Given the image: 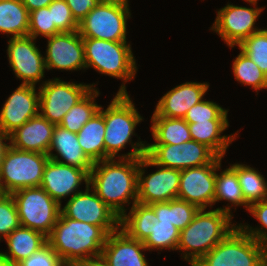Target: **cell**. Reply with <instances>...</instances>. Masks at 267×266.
I'll return each mask as SVG.
<instances>
[{"label": "cell", "instance_id": "6da1fadb", "mask_svg": "<svg viewBox=\"0 0 267 266\" xmlns=\"http://www.w3.org/2000/svg\"><path fill=\"white\" fill-rule=\"evenodd\" d=\"M133 150L114 158L95 162L89 173V186L121 218L124 205L137 202L139 158L147 152L143 141L131 144ZM121 159V160H120Z\"/></svg>", "mask_w": 267, "mask_h": 266}, {"label": "cell", "instance_id": "7a4b0ae2", "mask_svg": "<svg viewBox=\"0 0 267 266\" xmlns=\"http://www.w3.org/2000/svg\"><path fill=\"white\" fill-rule=\"evenodd\" d=\"M231 206L227 204V207L209 211L199 209L191 223L180 231L177 250L184 252L182 257L191 266L237 227L236 224H231Z\"/></svg>", "mask_w": 267, "mask_h": 266}, {"label": "cell", "instance_id": "3957f363", "mask_svg": "<svg viewBox=\"0 0 267 266\" xmlns=\"http://www.w3.org/2000/svg\"><path fill=\"white\" fill-rule=\"evenodd\" d=\"M107 236L101 226L70 219L60 212L47 243L70 266L75 261L101 255Z\"/></svg>", "mask_w": 267, "mask_h": 266}, {"label": "cell", "instance_id": "277c9868", "mask_svg": "<svg viewBox=\"0 0 267 266\" xmlns=\"http://www.w3.org/2000/svg\"><path fill=\"white\" fill-rule=\"evenodd\" d=\"M99 112L105 121V160L116 158L127 143L131 144V136L135 135V128L143 118L128 95L125 83L120 86L107 109L103 110L100 106Z\"/></svg>", "mask_w": 267, "mask_h": 266}, {"label": "cell", "instance_id": "5b68a950", "mask_svg": "<svg viewBox=\"0 0 267 266\" xmlns=\"http://www.w3.org/2000/svg\"><path fill=\"white\" fill-rule=\"evenodd\" d=\"M193 266H267V247L237 225Z\"/></svg>", "mask_w": 267, "mask_h": 266}, {"label": "cell", "instance_id": "8992f818", "mask_svg": "<svg viewBox=\"0 0 267 266\" xmlns=\"http://www.w3.org/2000/svg\"><path fill=\"white\" fill-rule=\"evenodd\" d=\"M86 68L92 67L101 74L125 83L131 81L136 72V60L131 45L127 42L83 38Z\"/></svg>", "mask_w": 267, "mask_h": 266}, {"label": "cell", "instance_id": "52a82bcc", "mask_svg": "<svg viewBox=\"0 0 267 266\" xmlns=\"http://www.w3.org/2000/svg\"><path fill=\"white\" fill-rule=\"evenodd\" d=\"M48 160V154L21 151L9 145L0 165V193L39 187Z\"/></svg>", "mask_w": 267, "mask_h": 266}, {"label": "cell", "instance_id": "ba28073f", "mask_svg": "<svg viewBox=\"0 0 267 266\" xmlns=\"http://www.w3.org/2000/svg\"><path fill=\"white\" fill-rule=\"evenodd\" d=\"M128 0H102L80 22L82 38L127 42V20L130 18Z\"/></svg>", "mask_w": 267, "mask_h": 266}, {"label": "cell", "instance_id": "9c48e42d", "mask_svg": "<svg viewBox=\"0 0 267 266\" xmlns=\"http://www.w3.org/2000/svg\"><path fill=\"white\" fill-rule=\"evenodd\" d=\"M20 226L48 236L56 224L61 206L42 187L22 188L13 192Z\"/></svg>", "mask_w": 267, "mask_h": 266}, {"label": "cell", "instance_id": "30bf717a", "mask_svg": "<svg viewBox=\"0 0 267 266\" xmlns=\"http://www.w3.org/2000/svg\"><path fill=\"white\" fill-rule=\"evenodd\" d=\"M94 85L66 82L59 78L44 81L39 87V112L54 125H59L65 114L79 102Z\"/></svg>", "mask_w": 267, "mask_h": 266}, {"label": "cell", "instance_id": "8fae6325", "mask_svg": "<svg viewBox=\"0 0 267 266\" xmlns=\"http://www.w3.org/2000/svg\"><path fill=\"white\" fill-rule=\"evenodd\" d=\"M146 155L158 166L184 170L210 164L217 155L206 145L190 140L182 144H147Z\"/></svg>", "mask_w": 267, "mask_h": 266}, {"label": "cell", "instance_id": "7c38bea8", "mask_svg": "<svg viewBox=\"0 0 267 266\" xmlns=\"http://www.w3.org/2000/svg\"><path fill=\"white\" fill-rule=\"evenodd\" d=\"M149 166L159 170L144 176ZM180 183V170L156 165L146 154L139 158L137 202L153 204L177 199Z\"/></svg>", "mask_w": 267, "mask_h": 266}, {"label": "cell", "instance_id": "4fadbf2b", "mask_svg": "<svg viewBox=\"0 0 267 266\" xmlns=\"http://www.w3.org/2000/svg\"><path fill=\"white\" fill-rule=\"evenodd\" d=\"M61 212L70 219L101 226L108 234L120 228L119 216L89 185H86L85 191L72 195L66 205L61 208Z\"/></svg>", "mask_w": 267, "mask_h": 266}, {"label": "cell", "instance_id": "5bb4252c", "mask_svg": "<svg viewBox=\"0 0 267 266\" xmlns=\"http://www.w3.org/2000/svg\"><path fill=\"white\" fill-rule=\"evenodd\" d=\"M221 157L210 164L180 171L177 199L196 205L199 209L212 207L215 198L216 171L221 169Z\"/></svg>", "mask_w": 267, "mask_h": 266}, {"label": "cell", "instance_id": "9a60e30c", "mask_svg": "<svg viewBox=\"0 0 267 266\" xmlns=\"http://www.w3.org/2000/svg\"><path fill=\"white\" fill-rule=\"evenodd\" d=\"M262 10L263 7L248 8L227 4L217 12L211 30L233 48L235 45H240L253 33L262 30L254 26Z\"/></svg>", "mask_w": 267, "mask_h": 266}, {"label": "cell", "instance_id": "2e32d148", "mask_svg": "<svg viewBox=\"0 0 267 266\" xmlns=\"http://www.w3.org/2000/svg\"><path fill=\"white\" fill-rule=\"evenodd\" d=\"M31 36L10 38L7 54L9 64L21 84L35 86L44 78L45 60Z\"/></svg>", "mask_w": 267, "mask_h": 266}, {"label": "cell", "instance_id": "e0dca14e", "mask_svg": "<svg viewBox=\"0 0 267 266\" xmlns=\"http://www.w3.org/2000/svg\"><path fill=\"white\" fill-rule=\"evenodd\" d=\"M47 70H81L86 69L83 38L78 31L61 32L47 37Z\"/></svg>", "mask_w": 267, "mask_h": 266}, {"label": "cell", "instance_id": "ac0fdd59", "mask_svg": "<svg viewBox=\"0 0 267 266\" xmlns=\"http://www.w3.org/2000/svg\"><path fill=\"white\" fill-rule=\"evenodd\" d=\"M40 92L36 86L20 84L8 97L0 112V128L10 135L39 114Z\"/></svg>", "mask_w": 267, "mask_h": 266}, {"label": "cell", "instance_id": "d6986e66", "mask_svg": "<svg viewBox=\"0 0 267 266\" xmlns=\"http://www.w3.org/2000/svg\"><path fill=\"white\" fill-rule=\"evenodd\" d=\"M89 185V174L81 168L56 162L49 158L45 165L42 187L61 205V199L81 192L78 187L82 182Z\"/></svg>", "mask_w": 267, "mask_h": 266}, {"label": "cell", "instance_id": "ffe728a7", "mask_svg": "<svg viewBox=\"0 0 267 266\" xmlns=\"http://www.w3.org/2000/svg\"><path fill=\"white\" fill-rule=\"evenodd\" d=\"M142 251H147L143 242L118 228L108 234L101 256L108 266H149Z\"/></svg>", "mask_w": 267, "mask_h": 266}, {"label": "cell", "instance_id": "44dd1931", "mask_svg": "<svg viewBox=\"0 0 267 266\" xmlns=\"http://www.w3.org/2000/svg\"><path fill=\"white\" fill-rule=\"evenodd\" d=\"M208 88L207 82H185L174 87L158 101L153 116L184 118L192 106L204 99Z\"/></svg>", "mask_w": 267, "mask_h": 266}, {"label": "cell", "instance_id": "7402d4cb", "mask_svg": "<svg viewBox=\"0 0 267 266\" xmlns=\"http://www.w3.org/2000/svg\"><path fill=\"white\" fill-rule=\"evenodd\" d=\"M55 125L40 113L9 135L10 145L21 151L48 154Z\"/></svg>", "mask_w": 267, "mask_h": 266}, {"label": "cell", "instance_id": "603a6c76", "mask_svg": "<svg viewBox=\"0 0 267 266\" xmlns=\"http://www.w3.org/2000/svg\"><path fill=\"white\" fill-rule=\"evenodd\" d=\"M52 150L56 151L57 155L53 154ZM48 156L56 162L84 169L88 174L94 164L79 145L77 134L60 125L54 127Z\"/></svg>", "mask_w": 267, "mask_h": 266}, {"label": "cell", "instance_id": "cb8c5ba5", "mask_svg": "<svg viewBox=\"0 0 267 266\" xmlns=\"http://www.w3.org/2000/svg\"><path fill=\"white\" fill-rule=\"evenodd\" d=\"M5 241L8 252H2V256L15 266L43 247L47 243V236L42 232L19 226L5 238Z\"/></svg>", "mask_w": 267, "mask_h": 266}, {"label": "cell", "instance_id": "d4e9b609", "mask_svg": "<svg viewBox=\"0 0 267 266\" xmlns=\"http://www.w3.org/2000/svg\"><path fill=\"white\" fill-rule=\"evenodd\" d=\"M229 126L228 120H208V122L188 123L192 140L210 148L223 158L228 146L236 139L237 133L221 136Z\"/></svg>", "mask_w": 267, "mask_h": 266}, {"label": "cell", "instance_id": "484cf974", "mask_svg": "<svg viewBox=\"0 0 267 266\" xmlns=\"http://www.w3.org/2000/svg\"><path fill=\"white\" fill-rule=\"evenodd\" d=\"M105 121L98 111L77 133L83 152L93 162L105 160Z\"/></svg>", "mask_w": 267, "mask_h": 266}, {"label": "cell", "instance_id": "4316f807", "mask_svg": "<svg viewBox=\"0 0 267 266\" xmlns=\"http://www.w3.org/2000/svg\"><path fill=\"white\" fill-rule=\"evenodd\" d=\"M120 227L130 237L144 242L155 227V212L150 205L136 202L129 214L120 218Z\"/></svg>", "mask_w": 267, "mask_h": 266}, {"label": "cell", "instance_id": "83f0119b", "mask_svg": "<svg viewBox=\"0 0 267 266\" xmlns=\"http://www.w3.org/2000/svg\"><path fill=\"white\" fill-rule=\"evenodd\" d=\"M29 12L22 0H0V32L12 38L28 36Z\"/></svg>", "mask_w": 267, "mask_h": 266}, {"label": "cell", "instance_id": "f1b7e54d", "mask_svg": "<svg viewBox=\"0 0 267 266\" xmlns=\"http://www.w3.org/2000/svg\"><path fill=\"white\" fill-rule=\"evenodd\" d=\"M151 131L154 144H182L192 140L188 123L183 118L152 116Z\"/></svg>", "mask_w": 267, "mask_h": 266}, {"label": "cell", "instance_id": "f546056e", "mask_svg": "<svg viewBox=\"0 0 267 266\" xmlns=\"http://www.w3.org/2000/svg\"><path fill=\"white\" fill-rule=\"evenodd\" d=\"M158 221L170 222L180 231L185 229L193 220L199 208L187 201L173 199L168 202L150 204Z\"/></svg>", "mask_w": 267, "mask_h": 266}, {"label": "cell", "instance_id": "4dcf8cb0", "mask_svg": "<svg viewBox=\"0 0 267 266\" xmlns=\"http://www.w3.org/2000/svg\"><path fill=\"white\" fill-rule=\"evenodd\" d=\"M99 91L92 88L79 102H77L63 117L59 124L61 127L73 133L78 131L99 111L101 105H97L95 98Z\"/></svg>", "mask_w": 267, "mask_h": 266}, {"label": "cell", "instance_id": "1f68e13d", "mask_svg": "<svg viewBox=\"0 0 267 266\" xmlns=\"http://www.w3.org/2000/svg\"><path fill=\"white\" fill-rule=\"evenodd\" d=\"M221 200L229 201L234 206L245 207L248 211L249 205L242 195L241 186L237 177V163L232 164L220 174L216 172L214 204Z\"/></svg>", "mask_w": 267, "mask_h": 266}, {"label": "cell", "instance_id": "d6a6232c", "mask_svg": "<svg viewBox=\"0 0 267 266\" xmlns=\"http://www.w3.org/2000/svg\"><path fill=\"white\" fill-rule=\"evenodd\" d=\"M237 177L245 202L253 203L267 199V181L254 168L237 163Z\"/></svg>", "mask_w": 267, "mask_h": 266}, {"label": "cell", "instance_id": "836d02e7", "mask_svg": "<svg viewBox=\"0 0 267 266\" xmlns=\"http://www.w3.org/2000/svg\"><path fill=\"white\" fill-rule=\"evenodd\" d=\"M232 68L235 79L241 84L251 86L256 92L259 89H267L266 74L241 50Z\"/></svg>", "mask_w": 267, "mask_h": 266}, {"label": "cell", "instance_id": "e575fe53", "mask_svg": "<svg viewBox=\"0 0 267 266\" xmlns=\"http://www.w3.org/2000/svg\"><path fill=\"white\" fill-rule=\"evenodd\" d=\"M180 230L170 222L158 221L155 214V227L147 239L143 242L147 250H177Z\"/></svg>", "mask_w": 267, "mask_h": 266}, {"label": "cell", "instance_id": "d590c367", "mask_svg": "<svg viewBox=\"0 0 267 266\" xmlns=\"http://www.w3.org/2000/svg\"><path fill=\"white\" fill-rule=\"evenodd\" d=\"M238 47L267 76V28L253 33Z\"/></svg>", "mask_w": 267, "mask_h": 266}, {"label": "cell", "instance_id": "8d00e7d4", "mask_svg": "<svg viewBox=\"0 0 267 266\" xmlns=\"http://www.w3.org/2000/svg\"><path fill=\"white\" fill-rule=\"evenodd\" d=\"M228 110L212 101H204L192 106L184 116L187 123L208 122V120H228Z\"/></svg>", "mask_w": 267, "mask_h": 266}, {"label": "cell", "instance_id": "74e56055", "mask_svg": "<svg viewBox=\"0 0 267 266\" xmlns=\"http://www.w3.org/2000/svg\"><path fill=\"white\" fill-rule=\"evenodd\" d=\"M59 33L61 32L52 23L49 7H43L29 12L28 36L36 39L39 35H42L47 38Z\"/></svg>", "mask_w": 267, "mask_h": 266}, {"label": "cell", "instance_id": "f35d334b", "mask_svg": "<svg viewBox=\"0 0 267 266\" xmlns=\"http://www.w3.org/2000/svg\"><path fill=\"white\" fill-rule=\"evenodd\" d=\"M20 226L17 208L11 194L0 193V239Z\"/></svg>", "mask_w": 267, "mask_h": 266}, {"label": "cell", "instance_id": "ab89813d", "mask_svg": "<svg viewBox=\"0 0 267 266\" xmlns=\"http://www.w3.org/2000/svg\"><path fill=\"white\" fill-rule=\"evenodd\" d=\"M248 211L260 222L262 229L261 227L259 229L252 228L250 225H242L241 223L239 227L257 242L267 247V199L251 204Z\"/></svg>", "mask_w": 267, "mask_h": 266}, {"label": "cell", "instance_id": "60d3db41", "mask_svg": "<svg viewBox=\"0 0 267 266\" xmlns=\"http://www.w3.org/2000/svg\"><path fill=\"white\" fill-rule=\"evenodd\" d=\"M48 7L51 10L52 23L60 32L78 31L79 23L65 0H53Z\"/></svg>", "mask_w": 267, "mask_h": 266}, {"label": "cell", "instance_id": "b9f144b4", "mask_svg": "<svg viewBox=\"0 0 267 266\" xmlns=\"http://www.w3.org/2000/svg\"><path fill=\"white\" fill-rule=\"evenodd\" d=\"M15 266H67L54 249L46 243L28 258L21 260Z\"/></svg>", "mask_w": 267, "mask_h": 266}, {"label": "cell", "instance_id": "7bdbcfd3", "mask_svg": "<svg viewBox=\"0 0 267 266\" xmlns=\"http://www.w3.org/2000/svg\"><path fill=\"white\" fill-rule=\"evenodd\" d=\"M75 20L79 23L102 0H65Z\"/></svg>", "mask_w": 267, "mask_h": 266}, {"label": "cell", "instance_id": "ee69618b", "mask_svg": "<svg viewBox=\"0 0 267 266\" xmlns=\"http://www.w3.org/2000/svg\"><path fill=\"white\" fill-rule=\"evenodd\" d=\"M70 266H108L105 259L99 255L73 262Z\"/></svg>", "mask_w": 267, "mask_h": 266}, {"label": "cell", "instance_id": "f6af8a7d", "mask_svg": "<svg viewBox=\"0 0 267 266\" xmlns=\"http://www.w3.org/2000/svg\"><path fill=\"white\" fill-rule=\"evenodd\" d=\"M53 0H22L23 5L27 8L28 12L43 7H48Z\"/></svg>", "mask_w": 267, "mask_h": 266}, {"label": "cell", "instance_id": "bcb514c9", "mask_svg": "<svg viewBox=\"0 0 267 266\" xmlns=\"http://www.w3.org/2000/svg\"><path fill=\"white\" fill-rule=\"evenodd\" d=\"M5 141H9V135H7L1 128H0V165L4 158V154L10 144H7Z\"/></svg>", "mask_w": 267, "mask_h": 266}, {"label": "cell", "instance_id": "7dc6e473", "mask_svg": "<svg viewBox=\"0 0 267 266\" xmlns=\"http://www.w3.org/2000/svg\"><path fill=\"white\" fill-rule=\"evenodd\" d=\"M0 266H13L3 256H0Z\"/></svg>", "mask_w": 267, "mask_h": 266}, {"label": "cell", "instance_id": "c3c4849f", "mask_svg": "<svg viewBox=\"0 0 267 266\" xmlns=\"http://www.w3.org/2000/svg\"><path fill=\"white\" fill-rule=\"evenodd\" d=\"M244 1L249 2L253 6H257V1L258 0H244Z\"/></svg>", "mask_w": 267, "mask_h": 266}]
</instances>
